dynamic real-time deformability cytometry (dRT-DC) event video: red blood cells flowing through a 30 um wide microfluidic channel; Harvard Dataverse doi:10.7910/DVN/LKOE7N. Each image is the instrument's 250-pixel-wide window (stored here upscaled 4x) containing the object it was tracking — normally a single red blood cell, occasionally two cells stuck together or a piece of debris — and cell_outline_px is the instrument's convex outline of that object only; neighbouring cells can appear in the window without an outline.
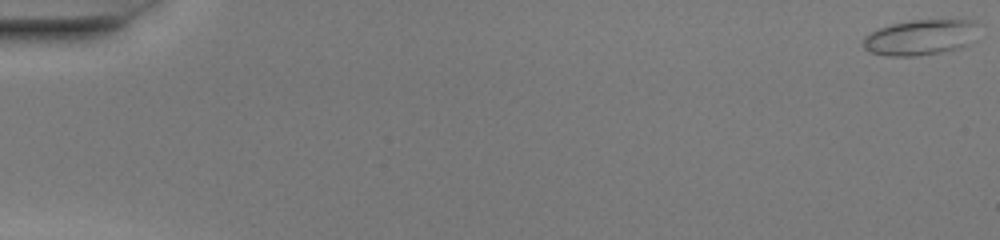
{"species": "common noctule bat (a hibernating species)", "species_latin": "Nyctalus noctula", "temperature_condition": "warm", "stored_images_in_passage": 52, "camera_frame_rate_fps": 3000, "um_per_image_px": 0.085, "animal": {"sex": "female", "body_mass_g": 20.0, "forearm_length_mm": 54.0}, "frame": {"image": 1, "passage_image": 1, "time_ms": 0.0, "image_size_px": [1000, 240], "cell_outline_px": [[976, 40], [968, 44], [956, 48], [940, 52], [916, 56], [888, 56], [868, 52], [864, 48], [864, 36], [880, 28], [892, 24], [912, 20], [976, 20]], "centroid_in_image_um": [78.24, 3.18], "position_along_channel_um": 6.8, "area_um2": 23.76}}
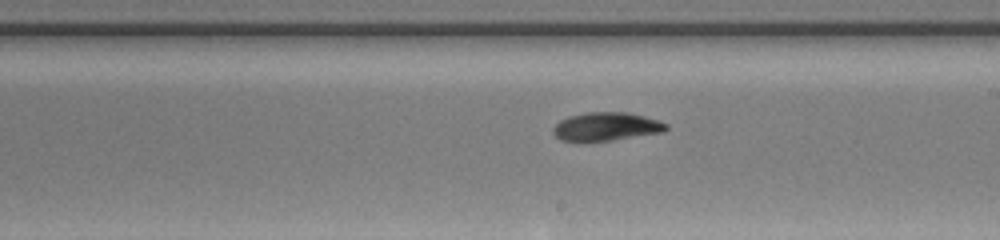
{"frame": {"image": 2, "passage_image": 31, "time_ms": 10.0, "image_size_px": [1000, 240], "cell_outline_px": [[668, 128], [664, 132], [612, 140], [560, 140], [552, 132], [552, 128], [560, 120], [568, 116], [588, 112], [628, 112], [644, 116], [668, 124]], "centroid_in_image_um": [51.54, 10.74], "position_along_channel_um": 237.5, "area_um2": 18.5}}
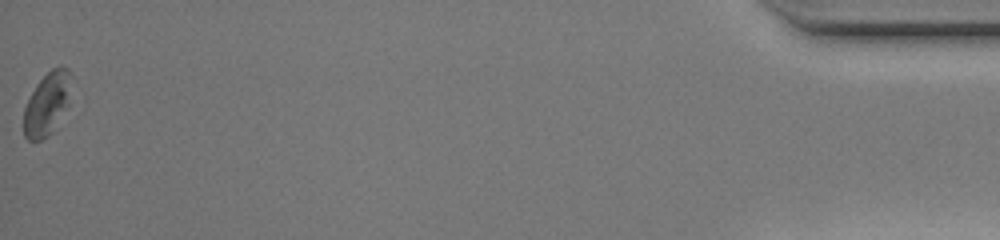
{"frame": {"image": 3, "passage_image": 52, "time_ms": 17.0, "image_size_px": [1000, 240], "cell_outline_px": [[68, 104], [52, 132], [48, 136], [40, 140], [28, 140], [24, 136], [24, 108], [36, 84], [52, 68], [60, 64], [68, 68]], "centroid_in_image_um": [3.96, 8.84], "position_along_channel_um": 431.2, "area_um2": 16.88}, "authors_computed_cell_mechanics": {"area_um2": 19.2185, "velocity_mm_per_s": 4.0746, "shape_relaxation_time_tau1_ms": 4.3966, "shape_relaxation_time_tau2_ms": 8.7427, "deformation_change_tau1": 0.1371, "deformation_change_tau2": 0.163}}